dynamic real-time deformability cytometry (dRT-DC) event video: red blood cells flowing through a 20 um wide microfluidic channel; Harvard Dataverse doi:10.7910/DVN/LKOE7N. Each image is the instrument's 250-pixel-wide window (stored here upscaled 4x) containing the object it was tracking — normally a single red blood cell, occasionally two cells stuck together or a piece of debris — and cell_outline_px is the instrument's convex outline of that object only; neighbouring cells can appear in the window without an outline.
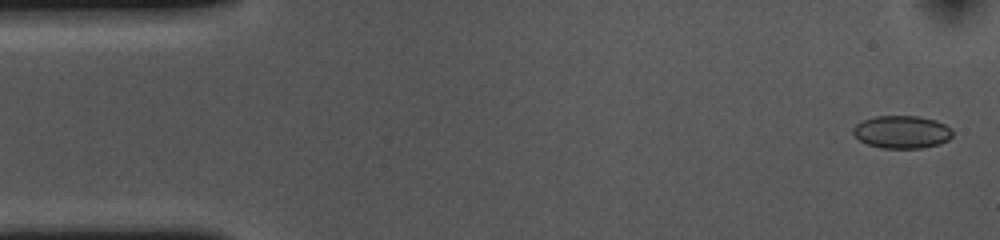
{"species": "common noctule bat (a hibernating species)", "species_latin": "Nyctalus noctula", "temperature_condition": "cold", "stored_images_in_passage": 54, "camera_frame_rate_fps": 3000, "um_per_image_px": 0.085, "animal": {"sex": "female", "body_mass_g": 10.0, "forearm_length_mm": 53.1}, "frame": {"image": 1, "passage_image": 2, "time_ms": 0.333, "image_size_px": [1000, 240], "cell_outline_px": [[952, 136], [948, 140], [940, 144], [920, 148], [884, 148], [868, 144], [860, 140], [852, 132], [852, 128], [856, 124], [864, 120], [876, 116], [920, 116], [936, 120], [944, 124], [952, 132]], "centroid_in_image_um": [76.66, 11.21], "position_along_channel_um": 8.3, "area_um2": 18.84}}
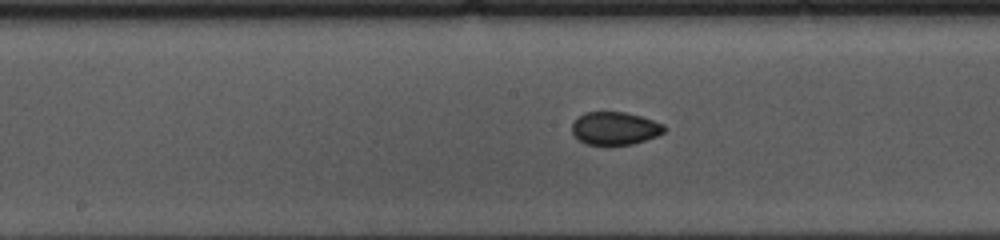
{"frame": {"image": 2, "passage_image": 26, "time_ms": 8.333, "image_size_px": [1000, 240], "cell_outline_px": [[668, 128], [664, 132], [656, 136], [632, 144], [584, 144], [572, 132], [572, 124], [584, 112], [624, 112], [640, 116], [664, 124]], "centroid_in_image_um": [52.29, 10.9], "position_along_channel_um": 195.9, "area_um2": 17.46}}
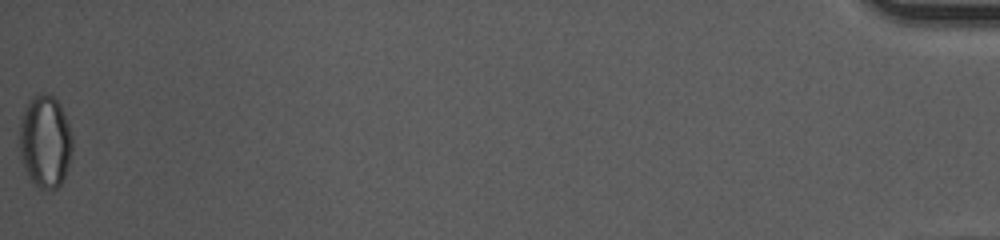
{"frame": {"image": 3, "passage_image": 54, "time_ms": 17.667, "image_size_px": [1000, 240], "cell_outline_px": [[72, 148], [64, 180], [56, 188], [40, 188], [28, 176], [20, 160], [20, 116], [28, 104], [36, 96], [44, 92], [52, 96], [60, 104], [68, 124], [72, 136]], "centroid_in_image_um": [3.83, 12.04], "position_along_channel_um": 431.4, "area_um2": 28.21}, "authors_computed_cell_mechanics": {"area_um2": 18.6694, "velocity_mm_per_s": 3.6607, "shape_relaxation_time_tau1_ms": 8.6908, "shape_relaxation_time_tau2_ms": 4.0817, "deformation_change_tau1": 0.0941, "deformation_change_tau2": 0.05}}